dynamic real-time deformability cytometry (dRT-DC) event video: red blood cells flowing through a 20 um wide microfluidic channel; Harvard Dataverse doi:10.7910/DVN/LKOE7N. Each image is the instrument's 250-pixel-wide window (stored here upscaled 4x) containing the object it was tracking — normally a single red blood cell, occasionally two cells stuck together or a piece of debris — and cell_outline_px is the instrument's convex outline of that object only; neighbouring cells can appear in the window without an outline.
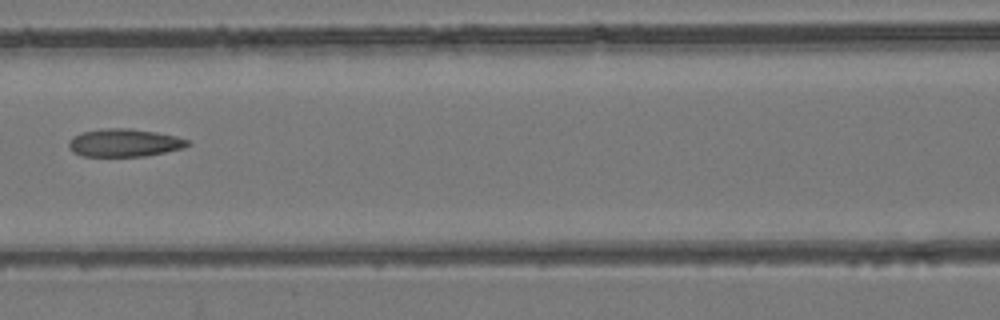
{"species": "common noctule bat (a hibernating species)", "species_latin": "Nyctalus noctula", "temperature_condition": "room temperature", "stored_images_in_passage": 6, "camera_frame_rate_fps": 3000, "um_per_image_px": 0.085, "animal": {"sex": "female", "body_mass_g": 24.6, "forearm_length_mm": 56.2}, "frame": {"image": 1, "passage_image": 4, "time_ms": 1.0, "image_size_px": [1000, 320], "cell_outline_px": [[192, 144], [184, 148], [144, 156], [80, 156], [72, 152], [68, 144], [76, 136], [84, 132], [104, 128], [128, 128], [156, 132], [176, 136], [188, 140]], "centroid_in_image_um": [10.61, 12.14], "position_along_channel_um": 156.0, "area_um2": 19.13}}
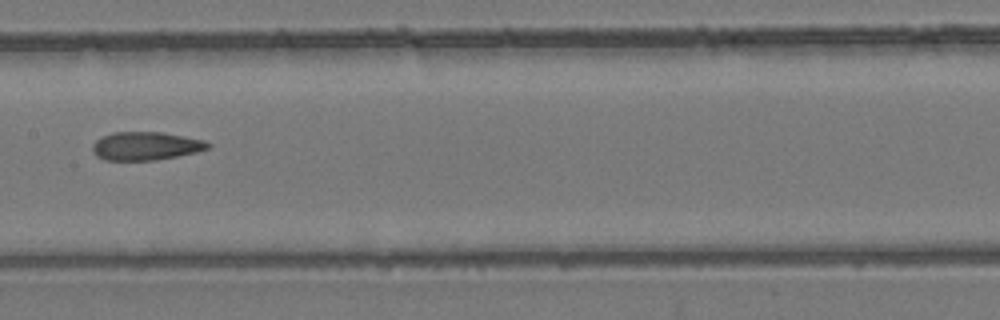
{"frame": {"image": 2, "passage_image": 5, "time_ms": 1.333, "image_size_px": [1000, 320], "cell_outline_px": [[212, 144], [208, 148], [196, 152], [156, 160], [104, 160], [96, 156], [92, 152], [92, 144], [100, 136], [112, 132], [160, 132], [204, 140]], "centroid_in_image_um": [12.33, 12.41], "position_along_channel_um": 195.1, "area_um2": 19.07}}
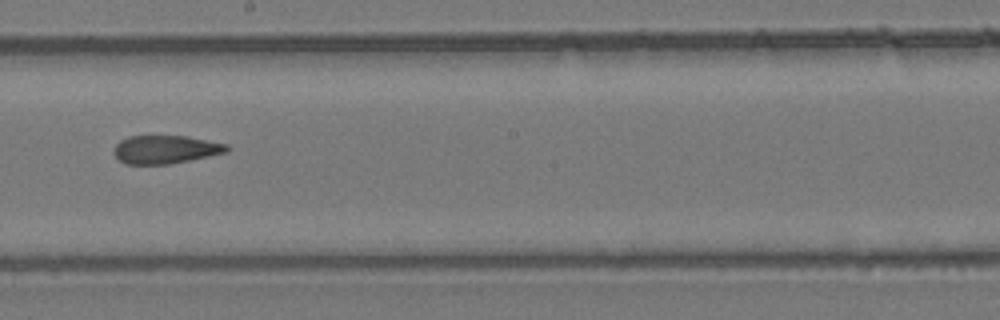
{"frame": {"image": 3, "passage_image": 6, "time_ms": 1.667, "image_size_px": [1000, 320], "cell_outline_px": [[232, 148], [228, 152], [168, 164], [124, 164], [116, 156], [116, 144], [120, 140], [128, 136], [184, 136], [228, 144]], "centroid_in_image_um": [14.1, 12.7], "position_along_channel_um": 234.1, "area_um2": 18.38}}